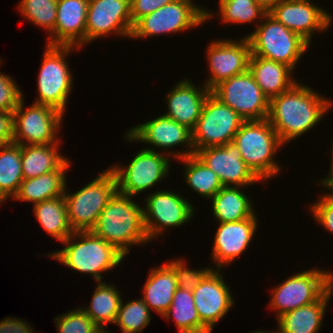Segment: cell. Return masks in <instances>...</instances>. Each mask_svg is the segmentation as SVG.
I'll return each mask as SVG.
<instances>
[{
	"mask_svg": "<svg viewBox=\"0 0 333 333\" xmlns=\"http://www.w3.org/2000/svg\"><path fill=\"white\" fill-rule=\"evenodd\" d=\"M333 106V100L295 83L270 100L268 120L283 145L314 129ZM286 143V144H285Z\"/></svg>",
	"mask_w": 333,
	"mask_h": 333,
	"instance_id": "6da1fadb",
	"label": "cell"
},
{
	"mask_svg": "<svg viewBox=\"0 0 333 333\" xmlns=\"http://www.w3.org/2000/svg\"><path fill=\"white\" fill-rule=\"evenodd\" d=\"M133 199L116 191L91 229L93 234L113 245L124 256L129 254L131 246L150 242L145 230L143 207Z\"/></svg>",
	"mask_w": 333,
	"mask_h": 333,
	"instance_id": "7a4b0ae2",
	"label": "cell"
},
{
	"mask_svg": "<svg viewBox=\"0 0 333 333\" xmlns=\"http://www.w3.org/2000/svg\"><path fill=\"white\" fill-rule=\"evenodd\" d=\"M62 243L63 249L52 251L48 256L68 269L92 275L96 282L103 281V273L110 272L125 259L113 245L91 231H74Z\"/></svg>",
	"mask_w": 333,
	"mask_h": 333,
	"instance_id": "3957f363",
	"label": "cell"
},
{
	"mask_svg": "<svg viewBox=\"0 0 333 333\" xmlns=\"http://www.w3.org/2000/svg\"><path fill=\"white\" fill-rule=\"evenodd\" d=\"M244 163L262 181L277 176L282 166L274 157L284 147L268 119L244 121L232 141Z\"/></svg>",
	"mask_w": 333,
	"mask_h": 333,
	"instance_id": "277c9868",
	"label": "cell"
},
{
	"mask_svg": "<svg viewBox=\"0 0 333 333\" xmlns=\"http://www.w3.org/2000/svg\"><path fill=\"white\" fill-rule=\"evenodd\" d=\"M246 37L250 42L251 55L282 63L293 71L310 46L299 34L286 28L269 13Z\"/></svg>",
	"mask_w": 333,
	"mask_h": 333,
	"instance_id": "5b68a950",
	"label": "cell"
},
{
	"mask_svg": "<svg viewBox=\"0 0 333 333\" xmlns=\"http://www.w3.org/2000/svg\"><path fill=\"white\" fill-rule=\"evenodd\" d=\"M64 192L68 220L73 231H91L109 199L117 191L114 172L108 167L76 192Z\"/></svg>",
	"mask_w": 333,
	"mask_h": 333,
	"instance_id": "8992f818",
	"label": "cell"
},
{
	"mask_svg": "<svg viewBox=\"0 0 333 333\" xmlns=\"http://www.w3.org/2000/svg\"><path fill=\"white\" fill-rule=\"evenodd\" d=\"M75 49L81 50L73 46L46 44L37 78L38 95L34 103L51 106L62 114L66 112L74 75L66 57Z\"/></svg>",
	"mask_w": 333,
	"mask_h": 333,
	"instance_id": "52a82bcc",
	"label": "cell"
},
{
	"mask_svg": "<svg viewBox=\"0 0 333 333\" xmlns=\"http://www.w3.org/2000/svg\"><path fill=\"white\" fill-rule=\"evenodd\" d=\"M194 0H175L155 12L140 18L133 26L130 38L142 39L184 32L198 27L213 18L210 12L202 5L195 4ZM197 5V6H196Z\"/></svg>",
	"mask_w": 333,
	"mask_h": 333,
	"instance_id": "ba28073f",
	"label": "cell"
},
{
	"mask_svg": "<svg viewBox=\"0 0 333 333\" xmlns=\"http://www.w3.org/2000/svg\"><path fill=\"white\" fill-rule=\"evenodd\" d=\"M333 284V272L318 267L291 275L271 290L269 307L278 318L293 309L316 302Z\"/></svg>",
	"mask_w": 333,
	"mask_h": 333,
	"instance_id": "9c48e42d",
	"label": "cell"
},
{
	"mask_svg": "<svg viewBox=\"0 0 333 333\" xmlns=\"http://www.w3.org/2000/svg\"><path fill=\"white\" fill-rule=\"evenodd\" d=\"M128 130L124 137L126 141L146 143L148 147L143 149L150 151H157L156 148H159V152L164 150L163 153L170 158L172 157V159L174 158L175 162L195 154L192 143V130L164 114L147 122L135 125ZM178 145L180 147L184 146L186 149H179V151L172 150ZM151 146H153V148H151Z\"/></svg>",
	"mask_w": 333,
	"mask_h": 333,
	"instance_id": "30bf717a",
	"label": "cell"
},
{
	"mask_svg": "<svg viewBox=\"0 0 333 333\" xmlns=\"http://www.w3.org/2000/svg\"><path fill=\"white\" fill-rule=\"evenodd\" d=\"M170 159L163 152L142 148L136 152L127 166L122 164L110 166L116 176L117 191L136 197L161 183L170 174V162H173Z\"/></svg>",
	"mask_w": 333,
	"mask_h": 333,
	"instance_id": "8fae6325",
	"label": "cell"
},
{
	"mask_svg": "<svg viewBox=\"0 0 333 333\" xmlns=\"http://www.w3.org/2000/svg\"><path fill=\"white\" fill-rule=\"evenodd\" d=\"M244 121L230 106L210 93L192 130L194 152L231 143Z\"/></svg>",
	"mask_w": 333,
	"mask_h": 333,
	"instance_id": "7c38bea8",
	"label": "cell"
},
{
	"mask_svg": "<svg viewBox=\"0 0 333 333\" xmlns=\"http://www.w3.org/2000/svg\"><path fill=\"white\" fill-rule=\"evenodd\" d=\"M143 207L144 225L149 241L161 236L168 228L187 225L194 217L192 203L175 191L158 189L147 194Z\"/></svg>",
	"mask_w": 333,
	"mask_h": 333,
	"instance_id": "4fadbf2b",
	"label": "cell"
},
{
	"mask_svg": "<svg viewBox=\"0 0 333 333\" xmlns=\"http://www.w3.org/2000/svg\"><path fill=\"white\" fill-rule=\"evenodd\" d=\"M24 98L14 113L13 143L19 145H48L61 143L63 115L60 111L47 105L32 103L25 109Z\"/></svg>",
	"mask_w": 333,
	"mask_h": 333,
	"instance_id": "5bb4252c",
	"label": "cell"
},
{
	"mask_svg": "<svg viewBox=\"0 0 333 333\" xmlns=\"http://www.w3.org/2000/svg\"><path fill=\"white\" fill-rule=\"evenodd\" d=\"M211 93L245 121L268 118L270 101L249 70L221 81Z\"/></svg>",
	"mask_w": 333,
	"mask_h": 333,
	"instance_id": "9a60e30c",
	"label": "cell"
},
{
	"mask_svg": "<svg viewBox=\"0 0 333 333\" xmlns=\"http://www.w3.org/2000/svg\"><path fill=\"white\" fill-rule=\"evenodd\" d=\"M133 26L130 0H89L85 46L114 34L129 39Z\"/></svg>",
	"mask_w": 333,
	"mask_h": 333,
	"instance_id": "2e32d148",
	"label": "cell"
},
{
	"mask_svg": "<svg viewBox=\"0 0 333 333\" xmlns=\"http://www.w3.org/2000/svg\"><path fill=\"white\" fill-rule=\"evenodd\" d=\"M209 73L204 85L212 90L221 81L244 73L249 68L251 46L248 38L216 39L206 49Z\"/></svg>",
	"mask_w": 333,
	"mask_h": 333,
	"instance_id": "e0dca14e",
	"label": "cell"
},
{
	"mask_svg": "<svg viewBox=\"0 0 333 333\" xmlns=\"http://www.w3.org/2000/svg\"><path fill=\"white\" fill-rule=\"evenodd\" d=\"M268 13L310 45L315 33L326 32L333 23L332 15L312 0H282Z\"/></svg>",
	"mask_w": 333,
	"mask_h": 333,
	"instance_id": "ac0fdd59",
	"label": "cell"
},
{
	"mask_svg": "<svg viewBox=\"0 0 333 333\" xmlns=\"http://www.w3.org/2000/svg\"><path fill=\"white\" fill-rule=\"evenodd\" d=\"M219 269H212L192 290L194 305L201 322L212 332L234 306L235 299Z\"/></svg>",
	"mask_w": 333,
	"mask_h": 333,
	"instance_id": "d6986e66",
	"label": "cell"
},
{
	"mask_svg": "<svg viewBox=\"0 0 333 333\" xmlns=\"http://www.w3.org/2000/svg\"><path fill=\"white\" fill-rule=\"evenodd\" d=\"M195 155L218 177L223 186L248 187L262 181L244 163L233 143L198 150Z\"/></svg>",
	"mask_w": 333,
	"mask_h": 333,
	"instance_id": "ffe728a7",
	"label": "cell"
},
{
	"mask_svg": "<svg viewBox=\"0 0 333 333\" xmlns=\"http://www.w3.org/2000/svg\"><path fill=\"white\" fill-rule=\"evenodd\" d=\"M256 216L255 213L241 221L218 224L210 254L215 269L221 270L224 265L232 264L248 249L259 227Z\"/></svg>",
	"mask_w": 333,
	"mask_h": 333,
	"instance_id": "44dd1931",
	"label": "cell"
},
{
	"mask_svg": "<svg viewBox=\"0 0 333 333\" xmlns=\"http://www.w3.org/2000/svg\"><path fill=\"white\" fill-rule=\"evenodd\" d=\"M210 93L204 84L200 88L189 78L180 79L165 95L167 111L164 115L193 130Z\"/></svg>",
	"mask_w": 333,
	"mask_h": 333,
	"instance_id": "7402d4cb",
	"label": "cell"
},
{
	"mask_svg": "<svg viewBox=\"0 0 333 333\" xmlns=\"http://www.w3.org/2000/svg\"><path fill=\"white\" fill-rule=\"evenodd\" d=\"M89 0H58L54 34L47 45L85 47Z\"/></svg>",
	"mask_w": 333,
	"mask_h": 333,
	"instance_id": "603a6c76",
	"label": "cell"
},
{
	"mask_svg": "<svg viewBox=\"0 0 333 333\" xmlns=\"http://www.w3.org/2000/svg\"><path fill=\"white\" fill-rule=\"evenodd\" d=\"M333 296L332 286L316 301L286 312L276 320V333H319L323 325L324 314Z\"/></svg>",
	"mask_w": 333,
	"mask_h": 333,
	"instance_id": "cb8c5ba5",
	"label": "cell"
},
{
	"mask_svg": "<svg viewBox=\"0 0 333 333\" xmlns=\"http://www.w3.org/2000/svg\"><path fill=\"white\" fill-rule=\"evenodd\" d=\"M70 166L71 162L67 158L55 171L24 179L13 199L31 202L34 205L44 200L63 196L67 185L66 173Z\"/></svg>",
	"mask_w": 333,
	"mask_h": 333,
	"instance_id": "d4e9b609",
	"label": "cell"
},
{
	"mask_svg": "<svg viewBox=\"0 0 333 333\" xmlns=\"http://www.w3.org/2000/svg\"><path fill=\"white\" fill-rule=\"evenodd\" d=\"M248 70L269 101L299 82L289 66L255 55L250 56Z\"/></svg>",
	"mask_w": 333,
	"mask_h": 333,
	"instance_id": "484cf974",
	"label": "cell"
},
{
	"mask_svg": "<svg viewBox=\"0 0 333 333\" xmlns=\"http://www.w3.org/2000/svg\"><path fill=\"white\" fill-rule=\"evenodd\" d=\"M148 273L141 298L150 311L152 308L158 315L163 316L172 304L173 295L178 288L175 272L165 262L156 268H151Z\"/></svg>",
	"mask_w": 333,
	"mask_h": 333,
	"instance_id": "4316f807",
	"label": "cell"
},
{
	"mask_svg": "<svg viewBox=\"0 0 333 333\" xmlns=\"http://www.w3.org/2000/svg\"><path fill=\"white\" fill-rule=\"evenodd\" d=\"M246 187L223 186L209 201L216 222H237L252 217L254 203L243 191ZM242 190V191H241Z\"/></svg>",
	"mask_w": 333,
	"mask_h": 333,
	"instance_id": "83f0119b",
	"label": "cell"
},
{
	"mask_svg": "<svg viewBox=\"0 0 333 333\" xmlns=\"http://www.w3.org/2000/svg\"><path fill=\"white\" fill-rule=\"evenodd\" d=\"M59 143L21 145L23 179H30L55 171L68 157L59 151Z\"/></svg>",
	"mask_w": 333,
	"mask_h": 333,
	"instance_id": "f1b7e54d",
	"label": "cell"
},
{
	"mask_svg": "<svg viewBox=\"0 0 333 333\" xmlns=\"http://www.w3.org/2000/svg\"><path fill=\"white\" fill-rule=\"evenodd\" d=\"M92 300L87 307H80L100 327L115 323L123 296L114 283L96 282Z\"/></svg>",
	"mask_w": 333,
	"mask_h": 333,
	"instance_id": "f546056e",
	"label": "cell"
},
{
	"mask_svg": "<svg viewBox=\"0 0 333 333\" xmlns=\"http://www.w3.org/2000/svg\"><path fill=\"white\" fill-rule=\"evenodd\" d=\"M33 212L48 235L59 242L74 233L69 224L64 195L34 204Z\"/></svg>",
	"mask_w": 333,
	"mask_h": 333,
	"instance_id": "4dcf8cb0",
	"label": "cell"
},
{
	"mask_svg": "<svg viewBox=\"0 0 333 333\" xmlns=\"http://www.w3.org/2000/svg\"><path fill=\"white\" fill-rule=\"evenodd\" d=\"M162 318L174 319L179 333H212L199 318L192 291L186 289L177 288L172 304Z\"/></svg>",
	"mask_w": 333,
	"mask_h": 333,
	"instance_id": "1f68e13d",
	"label": "cell"
},
{
	"mask_svg": "<svg viewBox=\"0 0 333 333\" xmlns=\"http://www.w3.org/2000/svg\"><path fill=\"white\" fill-rule=\"evenodd\" d=\"M21 145L11 143L0 146V202L14 198L23 181Z\"/></svg>",
	"mask_w": 333,
	"mask_h": 333,
	"instance_id": "d6a6232c",
	"label": "cell"
},
{
	"mask_svg": "<svg viewBox=\"0 0 333 333\" xmlns=\"http://www.w3.org/2000/svg\"><path fill=\"white\" fill-rule=\"evenodd\" d=\"M184 163V181L197 195L211 199L222 187L219 177L195 154L177 160Z\"/></svg>",
	"mask_w": 333,
	"mask_h": 333,
	"instance_id": "836d02e7",
	"label": "cell"
},
{
	"mask_svg": "<svg viewBox=\"0 0 333 333\" xmlns=\"http://www.w3.org/2000/svg\"><path fill=\"white\" fill-rule=\"evenodd\" d=\"M218 15L221 16V23L225 24H250L255 23L256 26L262 21L263 17L268 13L255 0H218ZM258 19V20H257Z\"/></svg>",
	"mask_w": 333,
	"mask_h": 333,
	"instance_id": "e575fe53",
	"label": "cell"
},
{
	"mask_svg": "<svg viewBox=\"0 0 333 333\" xmlns=\"http://www.w3.org/2000/svg\"><path fill=\"white\" fill-rule=\"evenodd\" d=\"M58 0H20L18 9L22 17L34 26L47 31V40L54 34Z\"/></svg>",
	"mask_w": 333,
	"mask_h": 333,
	"instance_id": "d590c367",
	"label": "cell"
},
{
	"mask_svg": "<svg viewBox=\"0 0 333 333\" xmlns=\"http://www.w3.org/2000/svg\"><path fill=\"white\" fill-rule=\"evenodd\" d=\"M150 312L141 297L126 303L122 299L114 324L119 326L122 333H143L150 324Z\"/></svg>",
	"mask_w": 333,
	"mask_h": 333,
	"instance_id": "8d00e7d4",
	"label": "cell"
},
{
	"mask_svg": "<svg viewBox=\"0 0 333 333\" xmlns=\"http://www.w3.org/2000/svg\"><path fill=\"white\" fill-rule=\"evenodd\" d=\"M60 315V316H58ZM54 318V323L58 333H93L98 326L80 308L69 310L67 313L58 314Z\"/></svg>",
	"mask_w": 333,
	"mask_h": 333,
	"instance_id": "74e56055",
	"label": "cell"
},
{
	"mask_svg": "<svg viewBox=\"0 0 333 333\" xmlns=\"http://www.w3.org/2000/svg\"><path fill=\"white\" fill-rule=\"evenodd\" d=\"M174 270L179 288L192 291L203 278L214 268L191 269L185 263V259L179 258L167 262Z\"/></svg>",
	"mask_w": 333,
	"mask_h": 333,
	"instance_id": "f35d334b",
	"label": "cell"
},
{
	"mask_svg": "<svg viewBox=\"0 0 333 333\" xmlns=\"http://www.w3.org/2000/svg\"><path fill=\"white\" fill-rule=\"evenodd\" d=\"M1 60L0 58V65ZM18 87L14 78L0 72V111L13 112L18 107L24 98L23 91Z\"/></svg>",
	"mask_w": 333,
	"mask_h": 333,
	"instance_id": "ab89813d",
	"label": "cell"
},
{
	"mask_svg": "<svg viewBox=\"0 0 333 333\" xmlns=\"http://www.w3.org/2000/svg\"><path fill=\"white\" fill-rule=\"evenodd\" d=\"M320 196L317 202L309 204V209L316 223L333 234V196L329 192Z\"/></svg>",
	"mask_w": 333,
	"mask_h": 333,
	"instance_id": "60d3db41",
	"label": "cell"
},
{
	"mask_svg": "<svg viewBox=\"0 0 333 333\" xmlns=\"http://www.w3.org/2000/svg\"><path fill=\"white\" fill-rule=\"evenodd\" d=\"M175 0H130L131 19L134 25L140 18L159 8L174 2Z\"/></svg>",
	"mask_w": 333,
	"mask_h": 333,
	"instance_id": "b9f144b4",
	"label": "cell"
},
{
	"mask_svg": "<svg viewBox=\"0 0 333 333\" xmlns=\"http://www.w3.org/2000/svg\"><path fill=\"white\" fill-rule=\"evenodd\" d=\"M14 113L0 111V146L13 143Z\"/></svg>",
	"mask_w": 333,
	"mask_h": 333,
	"instance_id": "7bdbcfd3",
	"label": "cell"
},
{
	"mask_svg": "<svg viewBox=\"0 0 333 333\" xmlns=\"http://www.w3.org/2000/svg\"><path fill=\"white\" fill-rule=\"evenodd\" d=\"M0 333H36L26 319L7 317L0 321Z\"/></svg>",
	"mask_w": 333,
	"mask_h": 333,
	"instance_id": "ee69618b",
	"label": "cell"
},
{
	"mask_svg": "<svg viewBox=\"0 0 333 333\" xmlns=\"http://www.w3.org/2000/svg\"><path fill=\"white\" fill-rule=\"evenodd\" d=\"M319 187H324V190L327 189L329 193L333 196V174L327 175L325 178L320 179ZM321 185V186H320Z\"/></svg>",
	"mask_w": 333,
	"mask_h": 333,
	"instance_id": "f6af8a7d",
	"label": "cell"
},
{
	"mask_svg": "<svg viewBox=\"0 0 333 333\" xmlns=\"http://www.w3.org/2000/svg\"><path fill=\"white\" fill-rule=\"evenodd\" d=\"M257 4L261 5L267 12H269L274 6L280 3L282 0H255Z\"/></svg>",
	"mask_w": 333,
	"mask_h": 333,
	"instance_id": "bcb514c9",
	"label": "cell"
},
{
	"mask_svg": "<svg viewBox=\"0 0 333 333\" xmlns=\"http://www.w3.org/2000/svg\"><path fill=\"white\" fill-rule=\"evenodd\" d=\"M330 152H331V162H330V169H329V172H328V175L330 174H333V141H332V146L330 148Z\"/></svg>",
	"mask_w": 333,
	"mask_h": 333,
	"instance_id": "7dc6e473",
	"label": "cell"
},
{
	"mask_svg": "<svg viewBox=\"0 0 333 333\" xmlns=\"http://www.w3.org/2000/svg\"><path fill=\"white\" fill-rule=\"evenodd\" d=\"M107 327L105 328H100L98 327V329H96L93 333H111L110 331H108L109 329L106 330Z\"/></svg>",
	"mask_w": 333,
	"mask_h": 333,
	"instance_id": "c3c4849f",
	"label": "cell"
},
{
	"mask_svg": "<svg viewBox=\"0 0 333 333\" xmlns=\"http://www.w3.org/2000/svg\"><path fill=\"white\" fill-rule=\"evenodd\" d=\"M251 333H276L275 330L273 331H266V330H255L254 332H251Z\"/></svg>",
	"mask_w": 333,
	"mask_h": 333,
	"instance_id": "681fc988",
	"label": "cell"
}]
</instances>
